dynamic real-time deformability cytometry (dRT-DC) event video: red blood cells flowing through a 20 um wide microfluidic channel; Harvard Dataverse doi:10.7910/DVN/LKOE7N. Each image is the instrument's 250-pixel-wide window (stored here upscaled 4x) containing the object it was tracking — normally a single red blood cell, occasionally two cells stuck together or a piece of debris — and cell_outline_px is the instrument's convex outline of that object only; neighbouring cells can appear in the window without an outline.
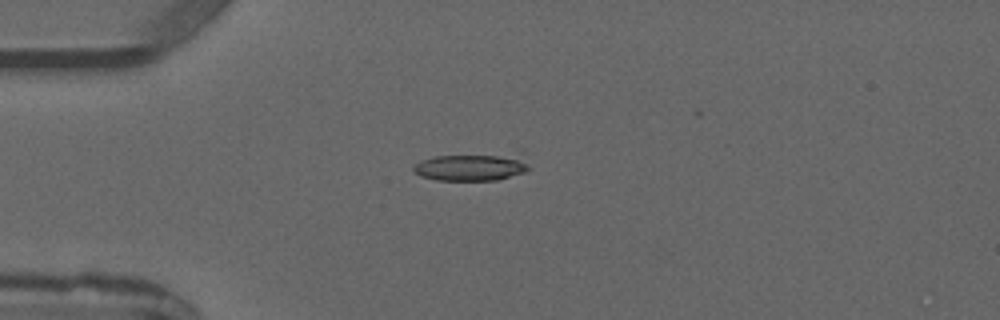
{"species": "common noctule bat (a hibernating species)", "species_latin": "Nyctalus noctula", "temperature_condition": "warm", "stored_images_in_passage": 5, "camera_frame_rate_fps": 3000, "um_per_image_px": 0.085, "animal": {"sex": "male", "forearm_length_mm": 52.5}, "frame": {"image": 1, "passage_image": 4, "time_ms": 3.667, "image_size_px": [1000, 320], "cell_outline_px": [[528, 168], [524, 172], [496, 180], [436, 180], [420, 176], [412, 172], [412, 168], [420, 160], [432, 156], [516, 156]], "centroid_in_image_um": [39.86, 14.25], "position_along_channel_um": 45.1, "area_um2": 17.28}}